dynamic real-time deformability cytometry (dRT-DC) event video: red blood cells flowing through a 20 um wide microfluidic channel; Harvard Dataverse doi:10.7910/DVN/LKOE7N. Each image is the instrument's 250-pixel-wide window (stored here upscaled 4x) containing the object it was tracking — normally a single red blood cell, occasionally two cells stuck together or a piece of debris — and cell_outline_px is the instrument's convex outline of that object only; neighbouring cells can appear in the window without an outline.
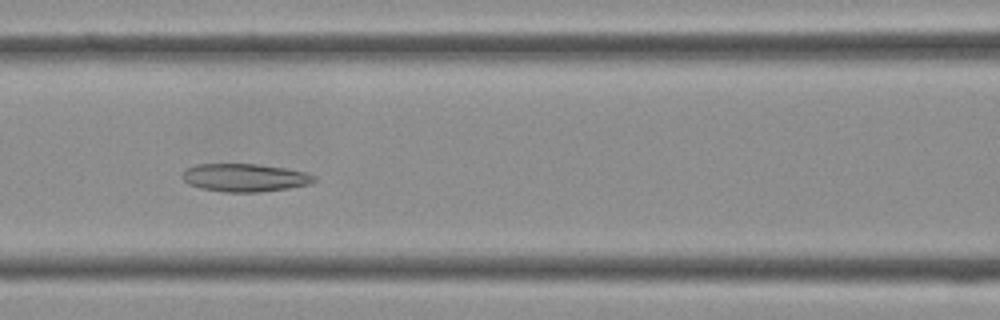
{"species": "Egyptian fruit bat (a non-hibernating species)", "species_latin": "Rousettus aegyptiacus", "temperature_condition": "cold", "stored_images_in_passage": 39, "camera_frame_rate_fps": 3000, "um_per_image_px": 0.085, "frame": {"image": 1, "passage_image": 16, "time_ms": 5.0, "image_size_px": [1000, 320], "cell_outline_px": [[316, 180], [312, 184], [288, 188], [260, 192], [224, 192], [200, 188], [188, 184], [180, 176], [188, 168], [196, 164], [256, 164], [284, 168], [304, 172], [316, 176]], "centroid_in_image_um": [20.81, 15.11], "position_along_channel_um": 145.8, "area_um2": 21.5}}
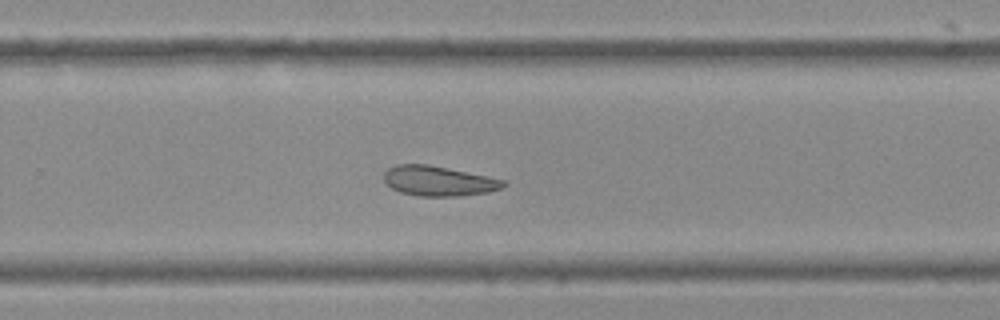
{"frame": {"image": 2, "passage_image": 25, "time_ms": 8.0, "image_size_px": [1000, 320], "cell_outline_px": [[508, 184], [500, 188], [488, 192], [460, 196], [420, 196], [400, 192], [392, 188], [384, 180], [384, 172], [388, 168], [396, 164], [428, 164], [448, 168], [504, 180]], "centroid_in_image_um": [37.25, 15.38], "position_along_channel_um": 292.5, "area_um2": 20.69}}
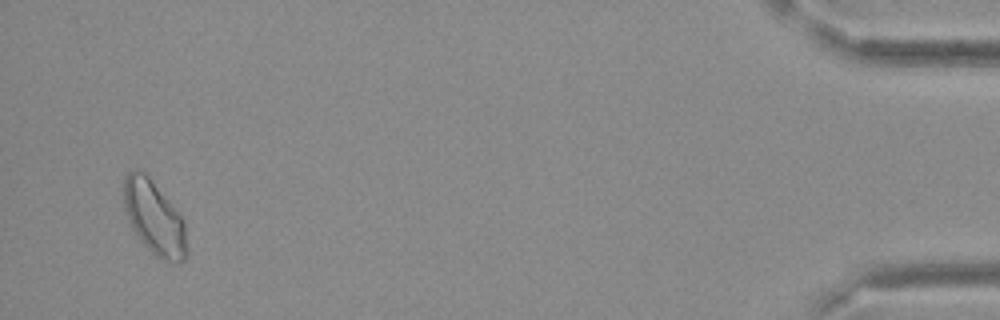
{"frame": {"image": 3, "passage_image": 38, "time_ms": 12.333, "image_size_px": [1000, 320], "cell_outline_px": [[188, 252], [184, 260], [176, 264], [164, 260], [156, 256], [144, 244], [132, 228], [124, 208], [124, 176], [132, 168], [140, 168], [148, 176], [168, 200], [180, 216], [184, 224]], "centroid_in_image_um": [13.1, 18.51], "position_along_channel_um": 422.1, "area_um2": 26.88}}